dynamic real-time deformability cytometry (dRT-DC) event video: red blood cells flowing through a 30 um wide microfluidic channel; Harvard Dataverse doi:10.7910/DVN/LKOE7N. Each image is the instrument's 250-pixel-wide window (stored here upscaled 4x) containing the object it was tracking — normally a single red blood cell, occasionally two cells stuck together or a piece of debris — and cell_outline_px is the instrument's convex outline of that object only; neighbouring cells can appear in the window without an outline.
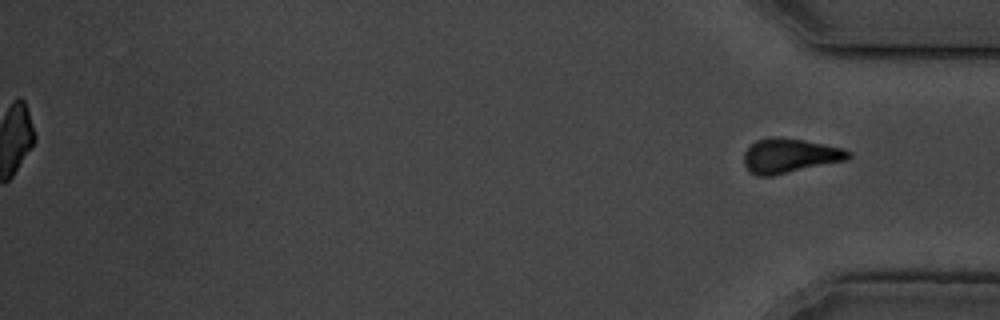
{"species": "common noctule bat (a hibernating species)", "species_latin": "Nyctalus noctula", "temperature_condition": "cold", "stored_images_in_passage": 57, "segment_of_instrument_passage": [2, 2], "camera_frame_rate_fps": 3000, "um_per_image_px": 0.085, "animal": {"sex": "male", "body_mass_g": 19.5, "forearm_length_mm": 54.6}, "frame": {"image": 1, "passage_image": 57, "time_ms": 18.667, "image_size_px": [1000, 320], "cell_outline_px": [[852, 156], [848, 160], [772, 176], [756, 176], [748, 172], [744, 164], [744, 152], [756, 140], [772, 136], [776, 136], [804, 140], [844, 148], [852, 152]], "centroid_in_image_um": [67.14, 13.24], "position_along_channel_um": 368.1, "area_um2": 21.33}}